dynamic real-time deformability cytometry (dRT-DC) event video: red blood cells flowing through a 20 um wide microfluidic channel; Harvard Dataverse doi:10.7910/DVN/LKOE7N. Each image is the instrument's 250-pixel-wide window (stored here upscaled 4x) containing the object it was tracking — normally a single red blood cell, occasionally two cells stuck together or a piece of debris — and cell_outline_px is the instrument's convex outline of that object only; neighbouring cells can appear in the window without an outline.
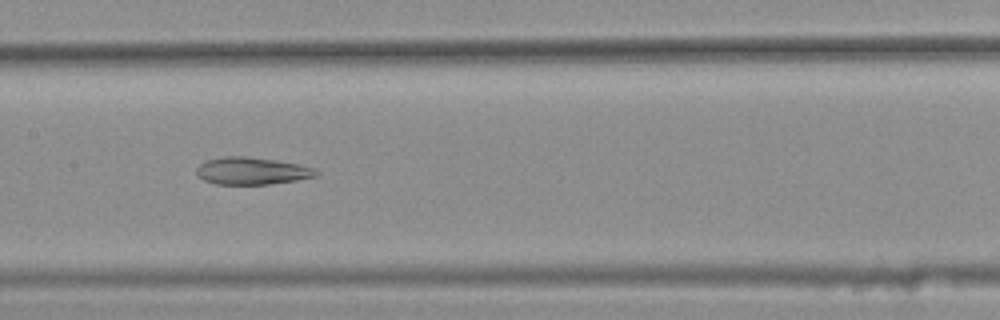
{"species": "common noctule bat (a hibernating species)", "species_latin": "Nyctalus noctula", "temperature_condition": "warm", "stored_images_in_passage": 45, "camera_frame_rate_fps": 3000, "um_per_image_px": 0.085, "animal": {"sex": "female", "body_mass_g": 25.1}, "frame": {"image": 1, "passage_image": 25, "time_ms": 8.0, "image_size_px": [1000, 320], "cell_outline_px": [[320, 172], [316, 176], [296, 180], [268, 184], [216, 184], [204, 180], [196, 176], [196, 168], [200, 164], [208, 160], [228, 156], [244, 156], [276, 160], [296, 164], [312, 168]], "centroid_in_image_um": [21.37, 14.53], "position_along_channel_um": 186.0, "area_um2": 18.79}}
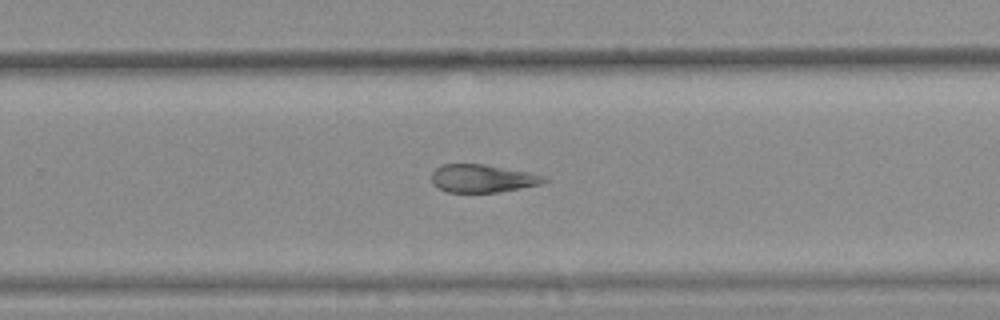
{"frame": {"image": 2, "passage_image": 33, "time_ms": 10.667, "image_size_px": [1000, 320], "cell_outline_px": [[548, 180], [540, 184], [500, 192], [448, 192], [432, 184], [432, 172], [436, 168], [444, 164], [484, 164], [528, 172], [544, 176]], "centroid_in_image_um": [40.99, 15.16], "position_along_channel_um": 288.8, "area_um2": 18.15}}
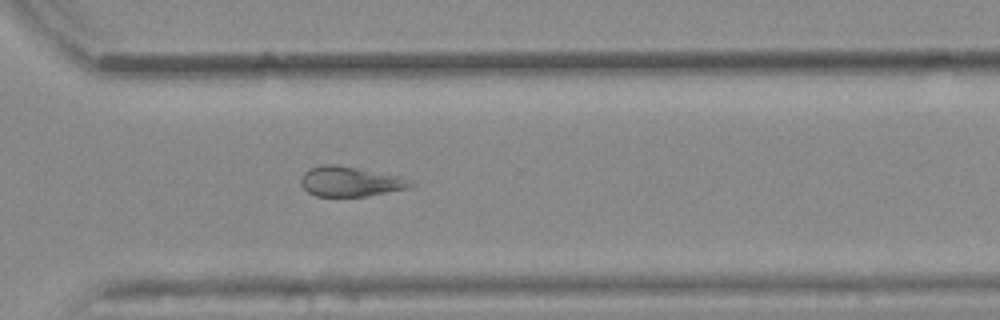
{"frame": {"image": 3, "passage_image": 37, "time_ms": 12.0, "image_size_px": [1000, 320], "cell_outline_px": [[416, 184], [408, 188], [368, 196], [316, 196], [308, 192], [300, 184], [300, 180], [304, 172], [308, 168], [320, 164], [336, 164], [400, 176]], "centroid_in_image_um": [29.73, 15.42], "position_along_channel_um": 340.9, "area_um2": 19.19}, "authors_computed_cell_mechanics": {"area_um2": 22.0796, "velocity_mm_per_s": 3.8736, "shape_relaxation_time_tau1_ms": null, "shape_relaxation_time_tau2_ms": 4.4415, "deformation_change_tau1": null, "deformation_change_tau2": 0.1319}}